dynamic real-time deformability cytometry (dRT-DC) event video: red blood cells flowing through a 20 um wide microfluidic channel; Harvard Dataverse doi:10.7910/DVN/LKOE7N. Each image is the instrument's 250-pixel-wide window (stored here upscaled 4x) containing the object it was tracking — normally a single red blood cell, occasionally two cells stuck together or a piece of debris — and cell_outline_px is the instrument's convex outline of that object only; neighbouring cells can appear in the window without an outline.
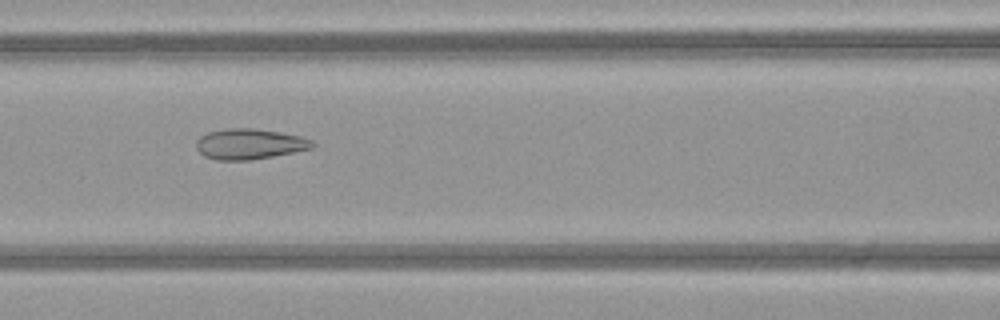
{"species": "common noctule bat (a hibernating species)", "species_latin": "Nyctalus noctula", "temperature_condition": "warm", "stored_images_in_passage": 50, "camera_frame_rate_fps": 3000, "um_per_image_px": 0.085, "animal": {"sex": "female", "body_mass_g": 21.9}, "frame": {"image": 1, "passage_image": 22, "time_ms": 7.0, "image_size_px": [1000, 320], "cell_outline_px": [[316, 144], [312, 148], [272, 156], [248, 160], [216, 160], [204, 156], [196, 148], [196, 140], [200, 136], [208, 132], [228, 128], [252, 128], [280, 132], [300, 136], [312, 140]], "centroid_in_image_um": [21.18, 12.23], "position_along_channel_um": 145.4, "area_um2": 20.58}}
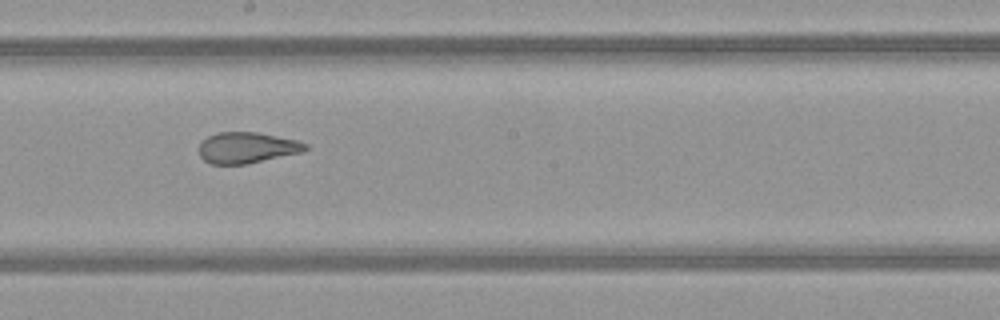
{"frame": {"image": 2, "passage_image": 28, "time_ms": 9.0, "image_size_px": [1000, 320], "cell_outline_px": [[308, 148], [304, 152], [248, 164], [212, 164], [204, 160], [200, 156], [200, 144], [208, 136], [216, 132], [256, 132], [300, 140], [308, 144]], "centroid_in_image_um": [21.05, 12.55], "position_along_channel_um": 227.1, "area_um2": 19.42}}
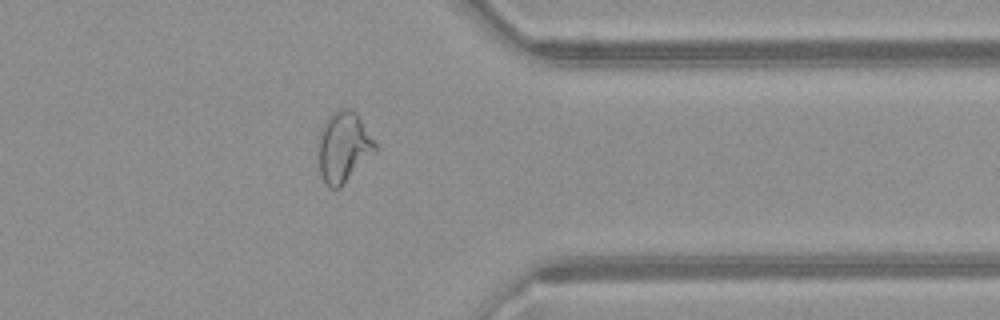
{"frame": {"image": 3, "passage_image": 40, "time_ms": 13.0, "image_size_px": [1000, 320], "cell_outline_px": [[376, 152], [340, 188], [328, 188], [320, 172], [320, 136], [324, 120], [340, 108], [348, 108], [356, 112], [360, 116], [376, 144]], "centroid_in_image_um": [29.24, 12.49], "position_along_channel_um": 382.2, "area_um2": 23.12}, "authors_computed_cell_mechanics": {"area_um2": 24.9407, "velocity_mm_per_s": 4.0994, "shape_relaxation_time_tau1_ms": null, "shape_relaxation_time_tau2_ms": 1.1778, "deformation_change_tau1": null, "deformation_change_tau2": 0.0889}}